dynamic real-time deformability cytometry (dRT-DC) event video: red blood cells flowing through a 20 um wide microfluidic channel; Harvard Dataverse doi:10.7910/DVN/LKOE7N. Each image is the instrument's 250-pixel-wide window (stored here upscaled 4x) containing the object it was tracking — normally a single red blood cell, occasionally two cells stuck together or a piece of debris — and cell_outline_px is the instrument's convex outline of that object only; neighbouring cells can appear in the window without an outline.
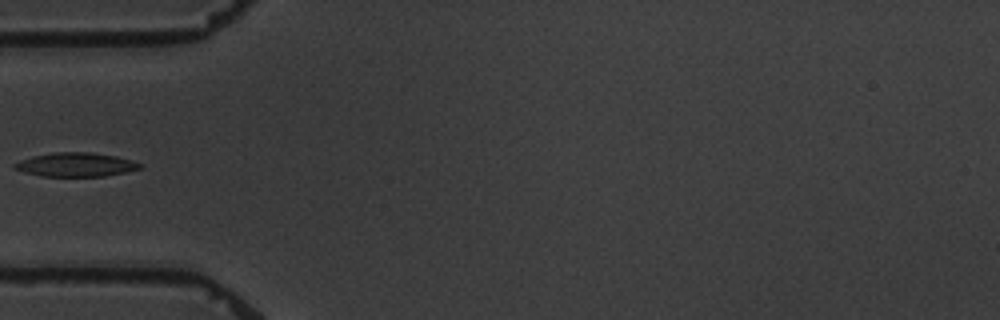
{"species": "common noctule bat (a hibernating species)", "species_latin": "Nyctalus noctula", "temperature_condition": "warm", "stored_images_in_passage": 5, "camera_frame_rate_fps": 3000, "um_per_image_px": 0.085, "animal": {"sex": "male", "body_mass_g": 19.5, "forearm_length_mm": 54.6}, "frame": {"image": 1, "passage_image": 4, "time_ms": 3.333, "image_size_px": [1000, 320], "cell_outline_px": [[144, 164], [140, 168], [124, 172], [104, 176], [40, 176], [24, 172], [12, 168], [12, 164], [20, 160], [32, 156], [52, 152], [92, 152], [116, 156], [132, 160]], "centroid_in_image_um": [6.41, 13.98], "position_along_channel_um": 78.6, "area_um2": 17.57}}
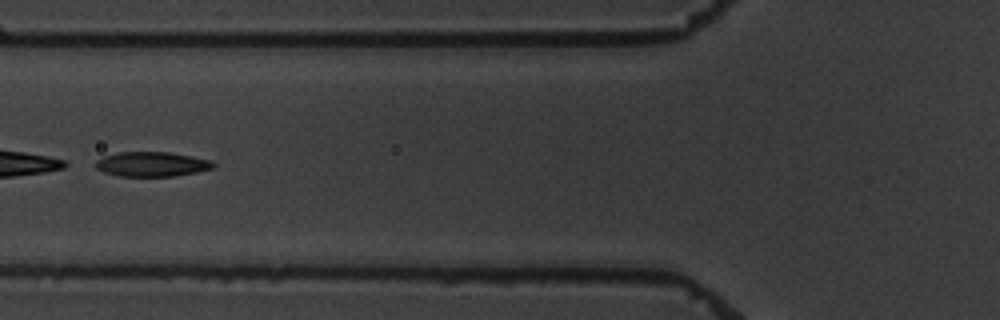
{"frame": {"image": 2, "passage_image": 5, "time_ms": 4.333, "image_size_px": [1000, 320], "cell_outline_px": [[216, 168], [196, 172], [172, 176], [120, 176], [104, 172], [96, 168], [96, 160], [104, 156], [120, 152], [168, 152], [192, 156], [212, 160], [216, 164]], "centroid_in_image_um": [12.95, 13.95], "position_along_channel_um": 112.9, "area_um2": 16.94}}